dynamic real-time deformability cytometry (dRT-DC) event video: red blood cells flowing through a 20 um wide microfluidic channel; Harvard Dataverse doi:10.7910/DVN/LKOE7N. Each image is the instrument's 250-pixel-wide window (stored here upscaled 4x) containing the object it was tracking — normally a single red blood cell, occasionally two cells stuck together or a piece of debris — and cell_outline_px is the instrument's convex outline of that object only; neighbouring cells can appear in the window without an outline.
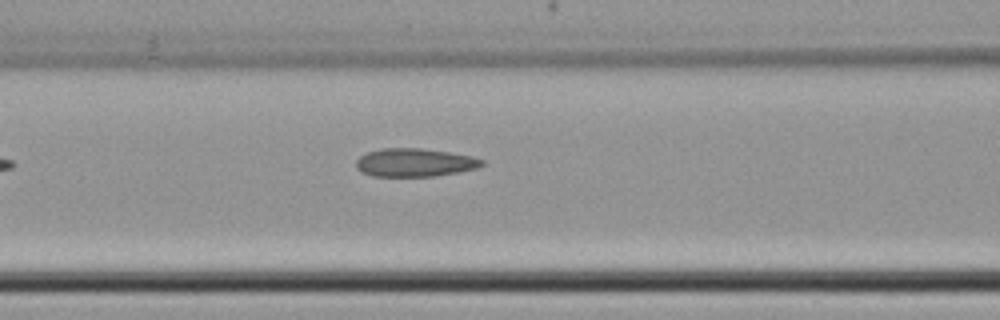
{"species": "common noctule bat (a hibernating species)", "species_latin": "Nyctalus noctula", "temperature_condition": "cold", "stored_images_in_passage": 5, "camera_frame_rate_fps": 3000, "um_per_image_px": 0.085, "animal": {"sex": "female", "body_mass_g": 22.7, "forearm_length_mm": 54.2}, "frame": {"image": 1, "passage_image": 5, "time_ms": 5.667, "image_size_px": [1000, 320], "cell_outline_px": [[484, 164], [476, 168], [460, 172], [432, 176], [372, 176], [360, 172], [356, 168], [356, 160], [360, 156], [368, 152], [380, 148], [420, 148], [452, 152], [472, 156], [484, 160]], "centroid_in_image_um": [35.24, 13.81], "position_along_channel_um": 131.4, "area_um2": 20.87}}